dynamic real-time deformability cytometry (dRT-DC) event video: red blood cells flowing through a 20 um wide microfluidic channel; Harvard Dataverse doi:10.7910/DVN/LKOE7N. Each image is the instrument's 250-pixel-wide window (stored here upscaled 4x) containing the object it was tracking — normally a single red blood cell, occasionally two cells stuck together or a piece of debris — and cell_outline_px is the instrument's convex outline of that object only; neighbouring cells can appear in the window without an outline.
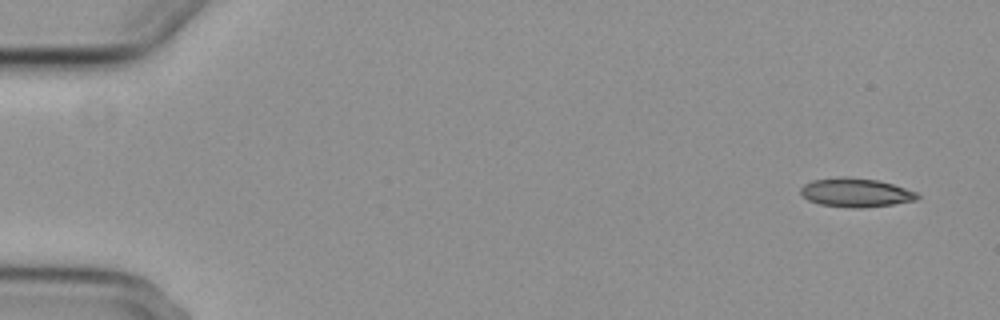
{"species": "common noctule bat (a hibernating species)", "species_latin": "Nyctalus noctula", "temperature_condition": "cold", "stored_images_in_passage": 5, "segment_of_instrument_passage": [1, 2], "camera_frame_rate_fps": 3000, "um_per_image_px": 0.085, "animal": {"sex": "female", "body_mass_g": 29.2, "forearm_length_mm": 56.3}, "frame": {"image": 1, "passage_image": 1, "time_ms": 0.0, "image_size_px": [1000, 320], "cell_outline_px": [[920, 196], [916, 200], [892, 204], [860, 208], [852, 208], [820, 204], [808, 200], [800, 192], [800, 188], [804, 184], [812, 180], [840, 176], [848, 176], [876, 180], [892, 184], [920, 192]], "centroid_in_image_um": [72.75, 16.36], "position_along_channel_um": 12.3, "area_um2": 19.71}}
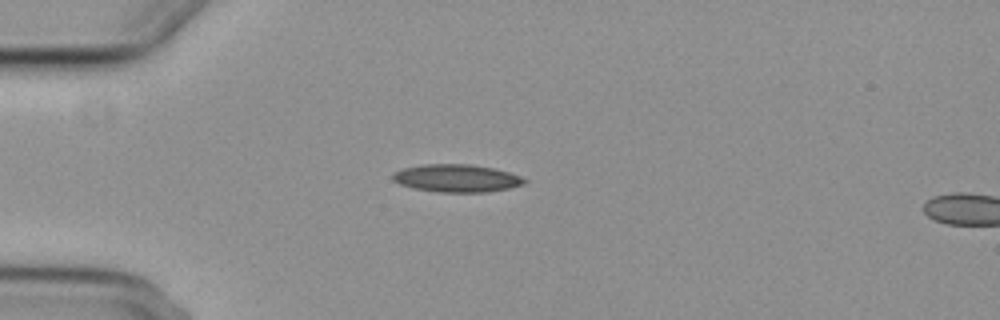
{"frame": {"image": 2, "passage_image": 4, "time_ms": 4.0, "image_size_px": [1000, 320], "cell_outline_px": [[528, 180], [524, 184], [508, 188], [488, 192], [440, 192], [412, 188], [400, 184], [392, 180], [392, 176], [396, 172], [404, 168], [424, 164], [468, 164], [492, 168], [508, 172], [520, 176]], "centroid_in_image_um": [38.81, 15.15], "position_along_channel_um": 46.2, "area_um2": 21.1}}